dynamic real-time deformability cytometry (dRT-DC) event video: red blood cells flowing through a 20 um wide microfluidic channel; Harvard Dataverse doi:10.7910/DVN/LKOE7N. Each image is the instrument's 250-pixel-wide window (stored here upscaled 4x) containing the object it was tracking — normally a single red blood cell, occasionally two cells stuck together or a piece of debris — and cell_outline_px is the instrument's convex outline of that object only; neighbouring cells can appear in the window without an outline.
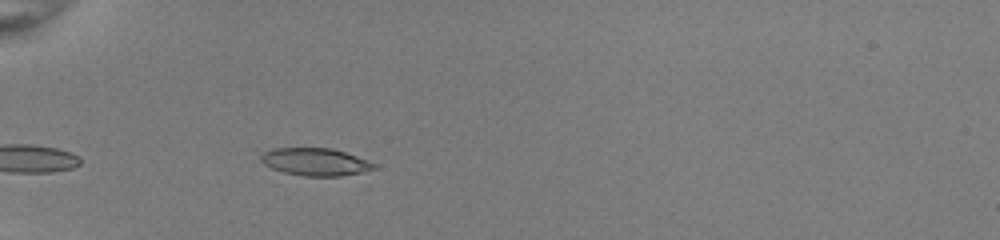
{"species": "common noctule bat (a hibernating species)", "species_latin": "Nyctalus noctula", "temperature_condition": "room temperature", "stored_images_in_passage": 33, "camera_frame_rate_fps": 3000, "um_per_image_px": 0.085, "animal": {"sex": "female", "body_mass_g": 22.0, "forearm_length_mm": 56.7}, "frame": {"image": 1, "passage_image": 1, "time_ms": 0.0, "image_size_px": [1000, 240], "cell_outline_px": [[376, 168], [364, 172], [340, 176], [304, 176], [284, 172], [272, 168], [264, 164], [260, 160], [260, 156], [264, 152], [272, 148], [332, 148], [368, 160], [376, 164]], "centroid_in_image_um": [26.81, 13.76], "position_along_channel_um": 58.2, "area_um2": 18.15}}
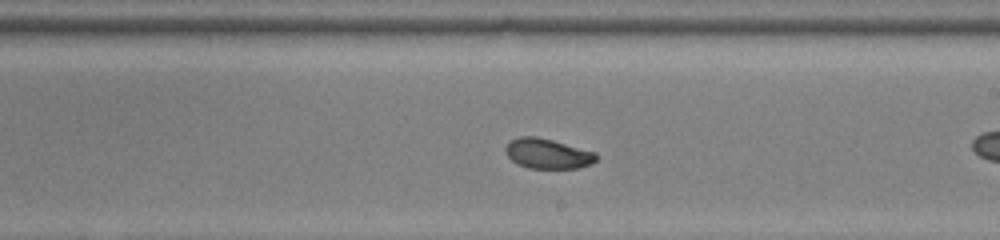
{"frame": {"image": 2, "passage_image": 13, "time_ms": 4.0, "image_size_px": [1000, 240], "cell_outline_px": [[596, 160], [592, 164], [580, 168], [528, 168], [516, 164], [504, 152], [504, 148], [508, 140], [520, 136], [536, 136], [552, 140], [596, 152]], "centroid_in_image_um": [46.51, 13.05], "position_along_channel_um": 242.5, "area_um2": 16.07}}
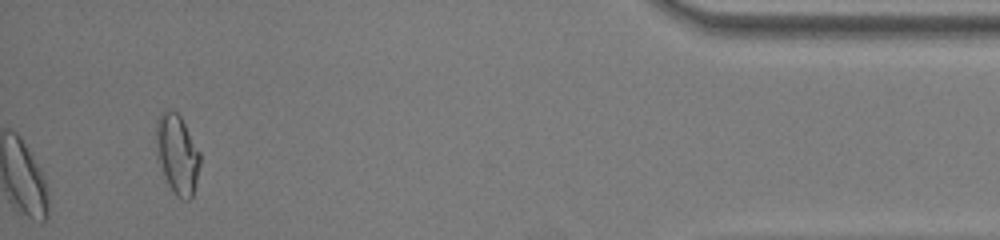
{"frame": {"image": 3, "passage_image": 33, "time_ms": 10.667, "image_size_px": [1000, 240], "cell_outline_px": [[200, 164], [192, 196], [188, 200], [184, 200], [176, 196], [168, 184], [156, 152], [156, 120], [160, 112], [164, 108], [176, 112], [180, 116], [200, 152]], "centroid_in_image_um": [15.05, 13.06], "position_along_channel_um": 420.1, "area_um2": 20.17}, "authors_computed_cell_mechanics": {"area_um2": 16.2418, "velocity_mm_per_s": 3.9828, "shape_relaxation_time_tau1_ms": 2.796, "shape_relaxation_time_tau2_ms": 0.8439, "deformation_change_tau1": 0.1168, "deformation_change_tau2": 0.0417}}